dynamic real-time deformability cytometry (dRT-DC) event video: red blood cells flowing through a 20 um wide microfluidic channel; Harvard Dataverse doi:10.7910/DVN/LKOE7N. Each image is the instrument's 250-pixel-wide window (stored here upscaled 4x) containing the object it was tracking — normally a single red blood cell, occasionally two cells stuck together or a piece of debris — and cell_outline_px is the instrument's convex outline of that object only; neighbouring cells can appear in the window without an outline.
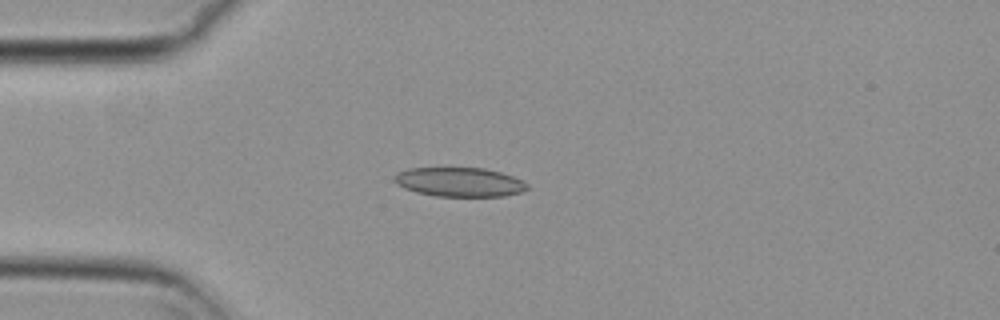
{"species": "common noctule bat (a hibernating species)", "species_latin": "Nyctalus noctula", "temperature_condition": "cold", "stored_images_in_passage": 47, "camera_frame_rate_fps": 3000, "um_per_image_px": 0.085, "animal": {"sex": "female", "body_mass_g": 29.2, "forearm_length_mm": 56.3}, "frame": {"image": 1, "passage_image": 7, "time_ms": 2.0, "image_size_px": [1000, 320], "cell_outline_px": [[528, 188], [520, 192], [504, 196], [436, 196], [416, 192], [404, 188], [396, 184], [392, 180], [392, 176], [396, 172], [408, 168], [484, 168], [500, 172], [524, 180], [528, 184]], "centroid_in_image_um": [39.01, 15.47], "position_along_channel_um": 46.0, "area_um2": 22.77}}
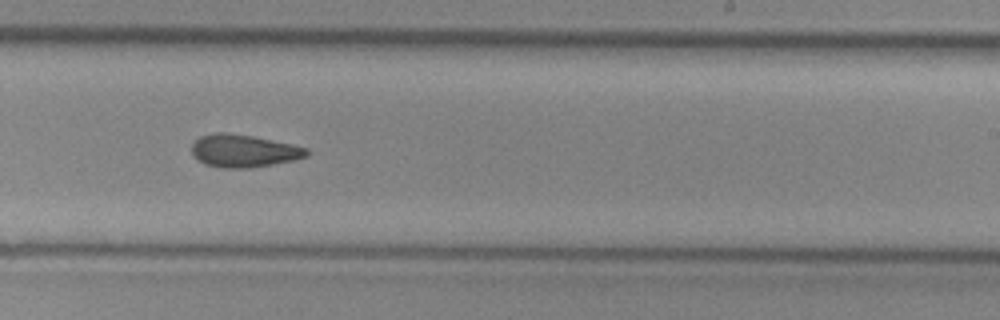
{"frame": {"image": 2, "passage_image": 26, "time_ms": 8.333, "image_size_px": [1000, 320], "cell_outline_px": [[308, 156], [292, 160], [272, 164], [248, 168], [220, 168], [204, 164], [192, 152], [192, 144], [200, 136], [216, 132], [224, 132], [252, 136], [292, 144], [308, 148]], "centroid_in_image_um": [20.71, 12.82], "position_along_channel_um": 268.3, "area_um2": 21.68}}
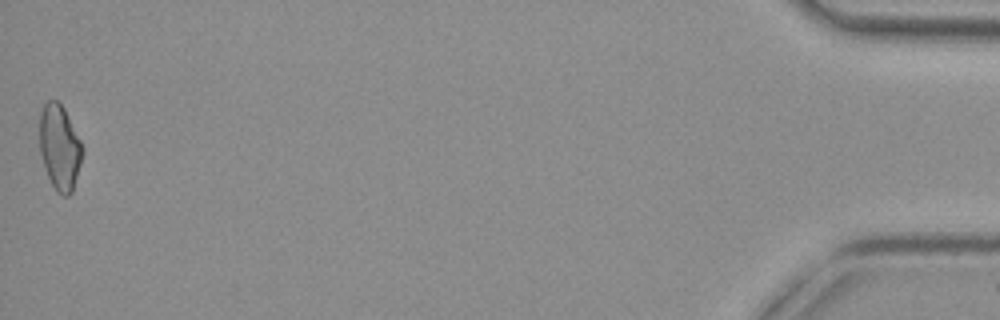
{"frame": {"image": 3, "passage_image": 47, "time_ms": 15.333, "image_size_px": [1000, 320], "cell_outline_px": [[84, 152], [72, 192], [68, 196], [60, 196], [56, 192], [48, 176], [40, 152], [40, 112], [44, 104], [48, 100], [56, 100], [64, 108], [84, 148]], "centroid_in_image_um": [5.08, 12.54], "position_along_channel_um": 430.1, "area_um2": 21.21}, "authors_computed_cell_mechanics": {"area_um2": 21.6172, "velocity_mm_per_s": 3.7788, "shape_relaxation_time_tau1_ms": null, "shape_relaxation_time_tau2_ms": 4.3497, "deformation_change_tau1": null, "deformation_change_tau2": 0.1028}}